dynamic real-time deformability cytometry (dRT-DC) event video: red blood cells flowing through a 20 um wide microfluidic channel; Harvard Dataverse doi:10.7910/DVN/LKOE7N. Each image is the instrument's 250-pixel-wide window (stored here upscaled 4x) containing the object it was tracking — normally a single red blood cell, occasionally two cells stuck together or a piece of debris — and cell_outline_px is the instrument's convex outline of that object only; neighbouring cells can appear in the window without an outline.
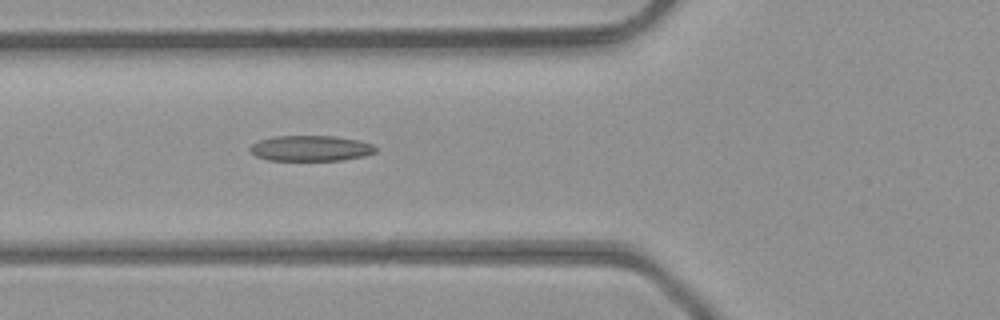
{"species": "common noctule bat (a hibernating species)", "species_latin": "Nyctalus noctula", "temperature_condition": "room temperature", "stored_images_in_passage": 35, "camera_frame_rate_fps": 3000, "um_per_image_px": 0.085, "animal": {"sex": "male", "body_mass_g": 23.1, "forearm_length_mm": 52.7}, "frame": {"image": 1, "passage_image": 6, "time_ms": 1.667, "image_size_px": [1000, 320], "cell_outline_px": [[376, 152], [364, 156], [340, 160], [268, 160], [256, 156], [248, 148], [252, 144], [260, 140], [272, 136], [336, 136], [360, 140], [372, 144], [376, 148]], "centroid_in_image_um": [26.42, 12.6], "position_along_channel_um": 99.4, "area_um2": 18.73}}
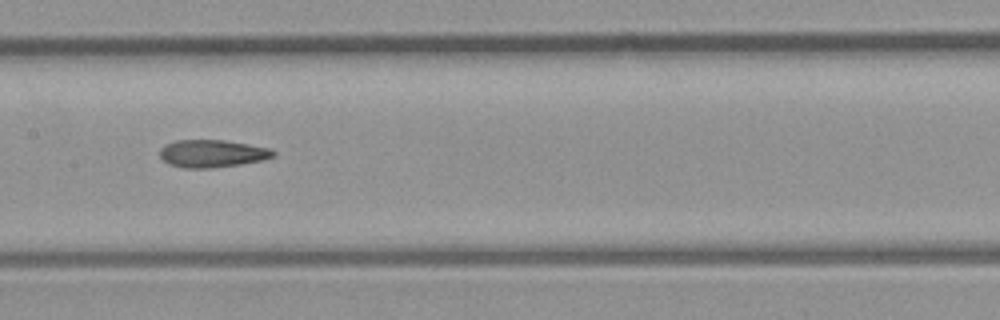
{"frame": {"image": 2, "passage_image": 12, "time_ms": 3.667, "image_size_px": [1000, 320], "cell_outline_px": [[276, 156], [264, 160], [240, 164], [212, 168], [184, 168], [168, 164], [160, 156], [160, 148], [164, 144], [176, 140], [224, 140], [272, 148], [276, 152]], "centroid_in_image_um": [18.06, 13.05], "position_along_channel_um": 189.3, "area_um2": 18.44}}
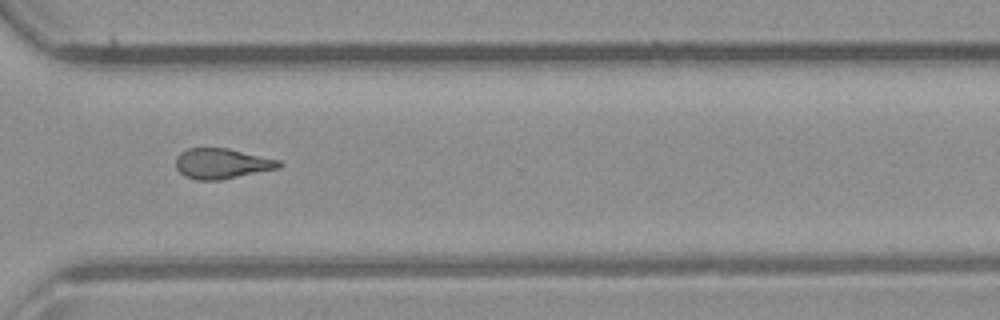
{"frame": {"image": 3, "passage_image": 23, "time_ms": 7.333, "image_size_px": [1000, 320], "cell_outline_px": [[284, 164], [280, 168], [220, 180], [196, 180], [184, 176], [176, 168], [176, 156], [180, 152], [188, 148], [228, 148], [280, 160]], "centroid_in_image_um": [18.86, 13.9], "position_along_channel_um": 351.7, "area_um2": 18.38}, "authors_computed_cell_mechanics": {"area_um2": 18.3804, "velocity_mm_per_s": 4.4398, "shape_relaxation_time_tau1_ms": null, "shape_relaxation_time_tau2_ms": 3.4623, "deformation_change_tau1": null, "deformation_change_tau2": 0.1433}}